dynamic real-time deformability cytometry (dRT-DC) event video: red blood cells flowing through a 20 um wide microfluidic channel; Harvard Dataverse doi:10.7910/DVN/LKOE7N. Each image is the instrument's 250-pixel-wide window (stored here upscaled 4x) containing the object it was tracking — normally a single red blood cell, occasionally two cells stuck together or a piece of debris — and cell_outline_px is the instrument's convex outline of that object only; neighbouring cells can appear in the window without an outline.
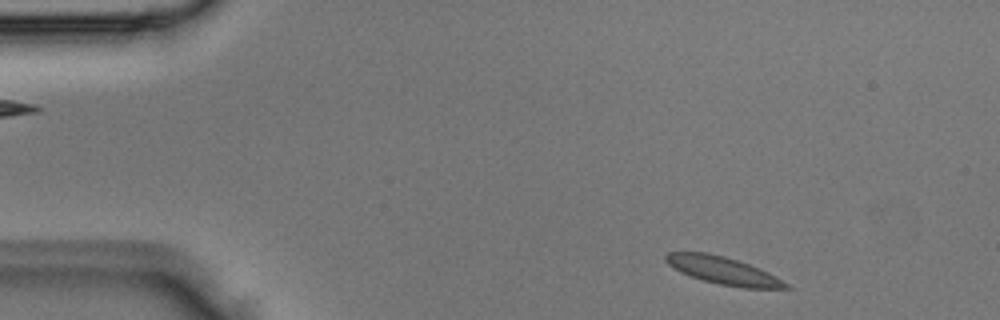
{"species": "Egyptian fruit bat (a non-hibernating species)", "species_latin": "Rousettus aegyptiacus", "temperature_condition": "room temperature", "stored_images_in_passage": 2, "segment_of_instrument_passage": [2, 2], "camera_frame_rate_fps": 3000, "um_per_image_px": 0.085, "animal": {"sex": "male"}, "frame": {"image": 1, "passage_image": 2, "time_ms": 0.333, "image_size_px": [1000, 320], "cell_outline_px": [[792, 288], [744, 288], [720, 284], [704, 280], [680, 272], [668, 264], [664, 260], [664, 256], [668, 252], [708, 252], [724, 256], [760, 268], [776, 276], [788, 284]], "centroid_in_image_um": [61.45, 22.98], "position_along_channel_um": 23.5, "area_um2": 19.07}}